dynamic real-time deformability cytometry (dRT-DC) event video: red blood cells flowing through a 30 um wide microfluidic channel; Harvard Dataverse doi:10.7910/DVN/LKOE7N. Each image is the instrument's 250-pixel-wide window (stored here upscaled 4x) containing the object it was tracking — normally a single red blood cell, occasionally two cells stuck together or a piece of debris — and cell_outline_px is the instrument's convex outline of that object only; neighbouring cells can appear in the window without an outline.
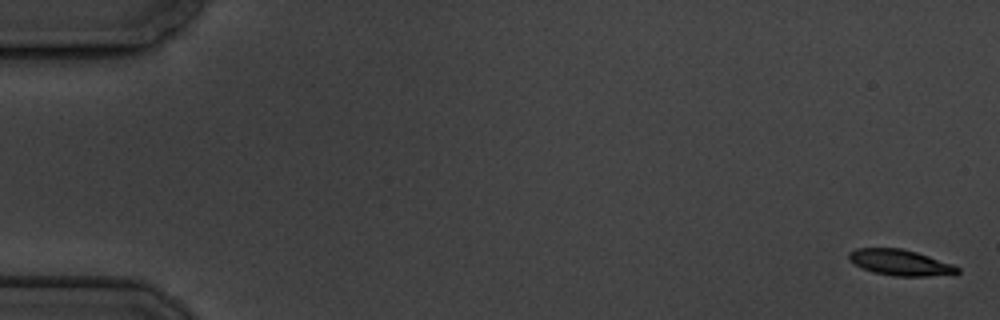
{"species": "common noctule bat (a hibernating species)", "species_latin": "Nyctalus noctula", "temperature_condition": "cold", "stored_images_in_passage": 6, "camera_frame_rate_fps": 3000, "um_per_image_px": 0.085, "animal": {"sex": "male", "body_mass_g": 19.5, "forearm_length_mm": 54.6}, "frame": {"image": 1, "passage_image": 1, "time_ms": 0.0, "image_size_px": [1000, 320], "cell_outline_px": [[960, 272], [956, 276], [892, 276], [872, 272], [856, 264], [848, 256], [848, 252], [856, 248], [900, 248], [916, 252], [952, 264], [960, 268]], "centroid_in_image_um": [76.6, 22.34], "position_along_channel_um": 8.4, "area_um2": 16.47}}